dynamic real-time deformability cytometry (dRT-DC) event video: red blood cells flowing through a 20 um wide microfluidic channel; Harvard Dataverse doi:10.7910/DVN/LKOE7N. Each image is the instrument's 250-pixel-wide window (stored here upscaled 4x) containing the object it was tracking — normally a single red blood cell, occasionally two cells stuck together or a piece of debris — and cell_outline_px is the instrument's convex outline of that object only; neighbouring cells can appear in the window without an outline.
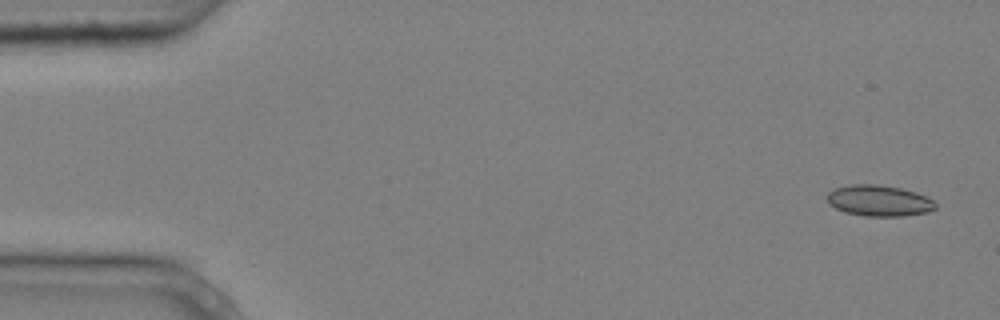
{"species": "common noctule bat (a hibernating species)", "species_latin": "Nyctalus noctula", "temperature_condition": "cold", "stored_images_in_passage": 6, "camera_frame_rate_fps": 3000, "um_per_image_px": 0.085, "animal": {"sex": "male", "body_mass_g": 20.4}, "frame": {"image": 1, "passage_image": 1, "time_ms": 0.0, "image_size_px": [1000, 320], "cell_outline_px": [[936, 208], [928, 212], [904, 216], [864, 216], [844, 212], [828, 204], [828, 192], [836, 188], [852, 184], [876, 184], [900, 188], [916, 192], [932, 200], [936, 204]], "centroid_in_image_um": [74.71, 17.06], "position_along_channel_um": 10.3, "area_um2": 19.54}}
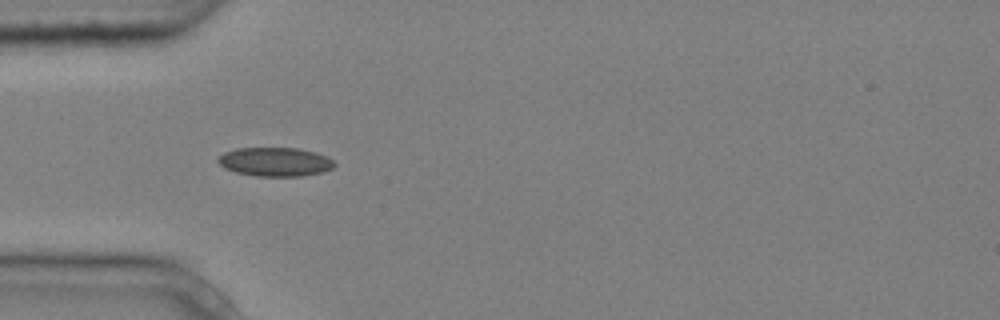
{"frame": {"image": 2, "passage_image": 5, "time_ms": 1.333, "image_size_px": [1000, 320], "cell_outline_px": [[336, 164], [332, 168], [324, 172], [304, 176], [256, 176], [236, 172], [224, 168], [216, 160], [224, 152], [236, 148], [296, 148], [316, 152], [328, 156]], "centroid_in_image_um": [23.41, 13.76], "position_along_channel_um": 61.6, "area_um2": 19.71}}
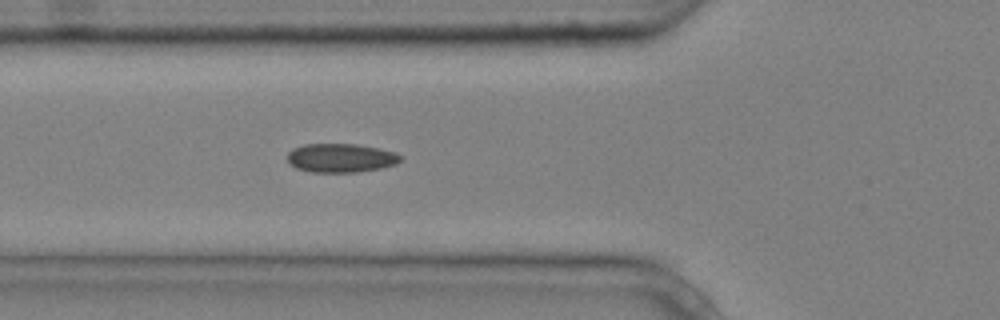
{"frame": {"image": 3, "passage_image": 6, "time_ms": 1.667, "image_size_px": [1000, 320], "cell_outline_px": [[400, 160], [396, 164], [380, 168], [356, 172], [312, 172], [296, 168], [288, 160], [288, 152], [292, 148], [304, 144], [356, 144], [380, 148], [396, 152], [400, 156]], "centroid_in_image_um": [28.97, 13.42], "position_along_channel_um": 96.8, "area_um2": 18.96}}